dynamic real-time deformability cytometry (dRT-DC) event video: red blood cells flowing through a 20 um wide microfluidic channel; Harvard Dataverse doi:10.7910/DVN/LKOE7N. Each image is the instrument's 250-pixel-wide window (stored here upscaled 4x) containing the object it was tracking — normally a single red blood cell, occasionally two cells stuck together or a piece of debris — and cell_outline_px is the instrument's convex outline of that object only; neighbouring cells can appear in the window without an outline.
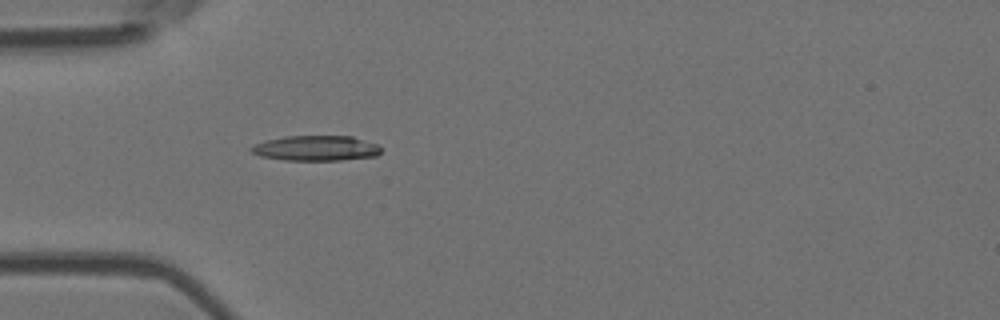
{"species": "Egyptian fruit bat (a non-hibernating species)", "species_latin": "Rousettus aegyptiacus", "temperature_condition": "room temperature", "stored_images_in_passage": 3, "camera_frame_rate_fps": 3000, "um_per_image_px": 0.085, "animal": {"sex": "female"}, "frame": {"image": 1, "passage_image": 3, "time_ms": 0.667, "image_size_px": [1000, 320], "cell_outline_px": [[380, 152], [376, 156], [340, 160], [284, 160], [260, 156], [252, 152], [248, 148], [256, 144], [268, 140], [288, 136], [352, 136], [376, 144], [380, 148]], "centroid_in_image_um": [26.85, 12.6], "position_along_channel_um": 58.1, "area_um2": 18.84}}